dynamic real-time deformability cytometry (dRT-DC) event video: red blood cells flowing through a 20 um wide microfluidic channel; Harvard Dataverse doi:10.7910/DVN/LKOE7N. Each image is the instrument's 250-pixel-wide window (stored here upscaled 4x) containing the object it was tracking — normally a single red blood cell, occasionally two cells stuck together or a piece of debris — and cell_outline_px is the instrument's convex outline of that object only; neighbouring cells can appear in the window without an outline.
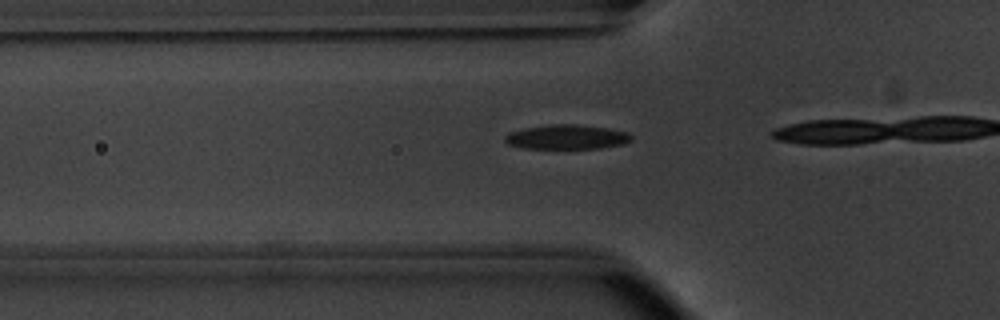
{"species": "common noctule bat (a hibernating species)", "species_latin": "Nyctalus noctula", "temperature_condition": "warm", "stored_images_in_passage": 19, "camera_frame_rate_fps": 3000, "um_per_image_px": 0.085, "animal": {"sex": "male", "body_mass_g": 20.1, "forearm_length_mm": 53.5}, "frame": {"image": 1, "passage_image": 15, "time_ms": 4.667, "image_size_px": [1000, 320], "cell_outline_px": [[632, 140], [624, 144], [600, 148], [520, 148], [508, 144], [504, 140], [504, 136], [512, 132], [528, 128], [552, 124], [576, 124], [608, 128], [628, 132], [632, 136]], "centroid_in_image_um": [48.22, 11.65], "position_along_channel_um": 77.6, "area_um2": 17.92}}